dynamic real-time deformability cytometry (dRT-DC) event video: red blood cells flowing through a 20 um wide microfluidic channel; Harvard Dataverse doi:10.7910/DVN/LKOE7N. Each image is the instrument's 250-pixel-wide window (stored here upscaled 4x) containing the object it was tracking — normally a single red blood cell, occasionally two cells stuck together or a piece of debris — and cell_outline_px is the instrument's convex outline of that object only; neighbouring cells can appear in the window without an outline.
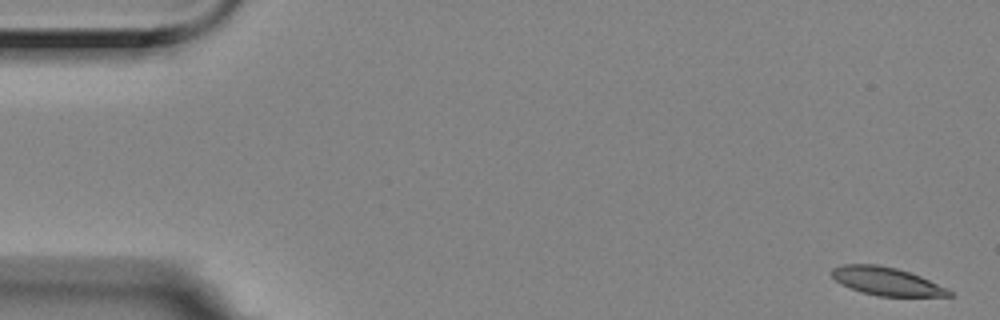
{"species": "Egyptian fruit bat (a non-hibernating species)", "species_latin": "Rousettus aegyptiacus", "temperature_condition": "room temperature", "stored_images_in_passage": 7, "camera_frame_rate_fps": 3000, "um_per_image_px": 0.085, "animal": {"sex": "female"}, "frame": {"image": 1, "passage_image": 1, "time_ms": 0.0, "image_size_px": [1000, 320], "cell_outline_px": [[952, 296], [880, 296], [860, 292], [840, 284], [832, 276], [832, 268], [844, 264], [876, 264], [896, 268], [920, 276], [948, 288], [952, 292]], "centroid_in_image_um": [75.35, 23.91], "position_along_channel_um": 9.7, "area_um2": 19.13}}